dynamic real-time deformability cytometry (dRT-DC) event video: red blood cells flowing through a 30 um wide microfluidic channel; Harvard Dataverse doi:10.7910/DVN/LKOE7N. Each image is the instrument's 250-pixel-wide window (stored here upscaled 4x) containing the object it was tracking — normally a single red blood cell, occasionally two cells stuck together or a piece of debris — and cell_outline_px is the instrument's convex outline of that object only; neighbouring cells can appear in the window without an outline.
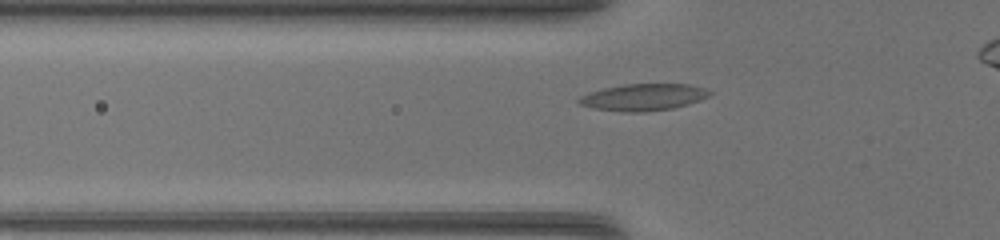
{"species": "common noctule bat (a hibernating species)", "species_latin": "Nyctalus noctula", "temperature_condition": "warm", "stored_images_in_passage": 31, "camera_frame_rate_fps": 3000, "um_per_image_px": 0.085, "animal": {"sex": "female", "body_mass_g": 17.0, "forearm_length_mm": 48.0}, "frame": {"image": 1, "passage_image": 6, "time_ms": 1.667, "image_size_px": [1000, 240], "cell_outline_px": [[712, 92], [708, 96], [700, 100], [688, 104], [672, 108], [644, 112], [624, 112], [592, 108], [580, 104], [576, 100], [580, 96], [588, 92], [604, 88], [624, 84], [688, 84], [704, 88]], "centroid_in_image_um": [54.65, 8.26], "position_along_channel_um": 71.1, "area_um2": 20.4}}
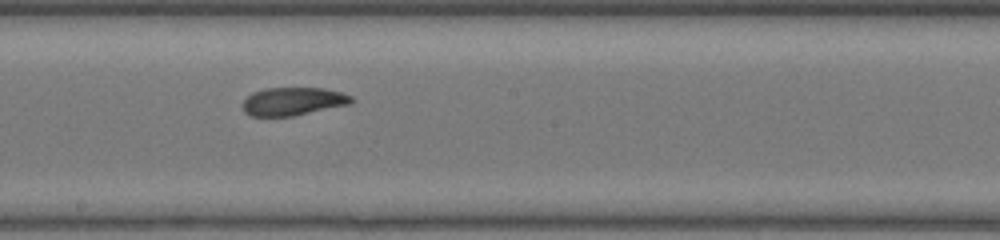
{"frame": {"image": 2, "passage_image": 16, "time_ms": 5.0, "image_size_px": [1000, 240], "cell_outline_px": [[356, 100], [352, 104], [292, 116], [252, 116], [244, 112], [244, 100], [252, 92], [264, 88], [324, 88], [340, 92], [352, 96]], "centroid_in_image_um": [24.95, 8.61], "position_along_channel_um": 223.2, "area_um2": 17.86}}
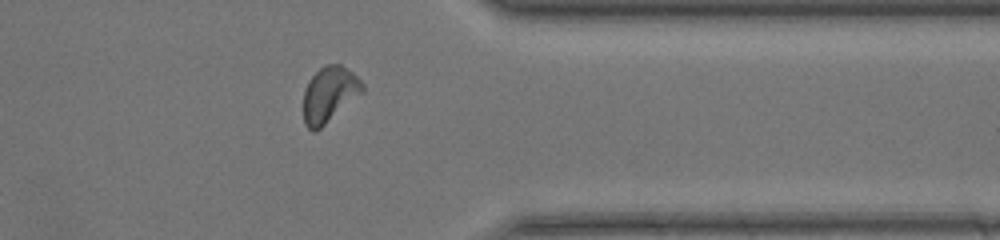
{"frame": {"image": 3, "passage_image": 27, "time_ms": 8.667, "image_size_px": [1000, 240], "cell_outline_px": [[364, 92], [320, 128], [312, 132], [304, 124], [304, 88], [308, 80], [324, 64], [340, 64], [352, 72], [364, 84]], "centroid_in_image_um": [27.99, 8.01], "position_along_channel_um": 383.4, "area_um2": 19.07}}